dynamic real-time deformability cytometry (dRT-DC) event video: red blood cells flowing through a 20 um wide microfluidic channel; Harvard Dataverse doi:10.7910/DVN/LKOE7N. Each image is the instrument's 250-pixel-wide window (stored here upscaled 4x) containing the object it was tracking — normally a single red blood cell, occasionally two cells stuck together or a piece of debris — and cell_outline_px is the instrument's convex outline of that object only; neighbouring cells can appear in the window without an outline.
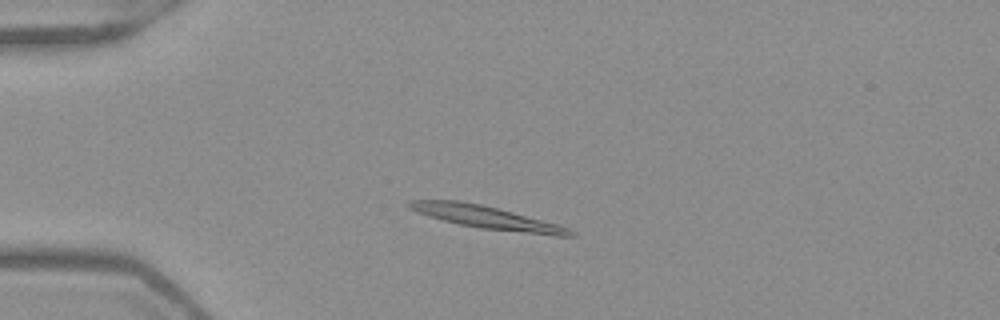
{"species": "Egyptian fruit bat (a non-hibernating species)", "species_latin": "Rousettus aegyptiacus", "temperature_condition": "warm", "stored_images_in_passage": 49, "camera_frame_rate_fps": 3000, "um_per_image_px": 0.085, "frame": {"image": 1, "passage_image": 10, "time_ms": 3.0, "image_size_px": [1000, 320], "cell_outline_px": [[576, 236], [552, 236], [480, 228], [460, 224], [428, 216], [416, 212], [408, 208], [408, 200], [460, 200], [480, 204], [512, 212], [556, 224], [568, 228], [576, 232]], "centroid_in_image_um": [41.36, 18.48], "position_along_channel_um": 43.6, "area_um2": 21.21}}
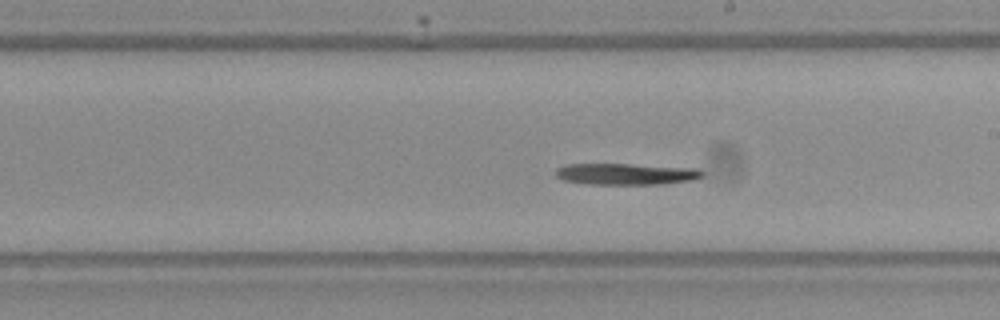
{"frame": {"image": 2, "passage_image": 27, "time_ms": 8.667, "image_size_px": [1000, 320], "cell_outline_px": [[704, 176], [692, 180], [664, 184], [588, 184], [560, 180], [556, 176], [556, 168], [564, 164], [628, 164], [696, 168], [704, 172]], "centroid_in_image_um": [53.19, 14.79], "position_along_channel_um": 235.8, "area_um2": 18.44}}
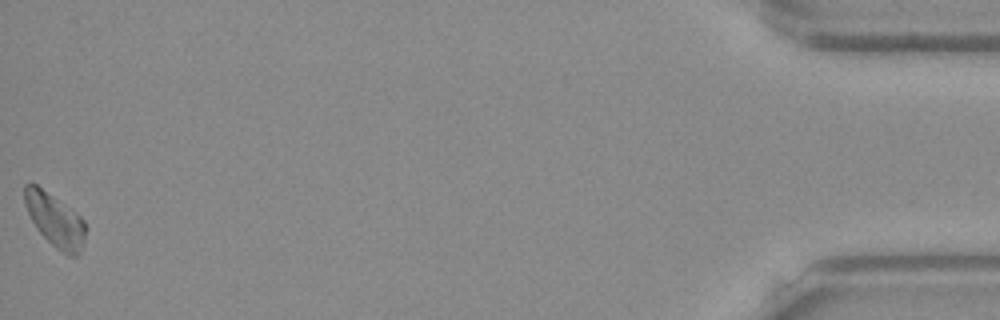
{"frame": {"image": 3, "passage_image": 49, "time_ms": 16.0, "image_size_px": [1000, 320], "cell_outline_px": [[88, 228], [80, 252], [76, 256], [68, 256], [56, 248], [36, 228], [24, 204], [24, 184], [36, 184], [80, 216], [84, 220]], "centroid_in_image_um": [4.7, 18.73], "position_along_channel_um": 430.5, "area_um2": 18.67}, "authors_computed_cell_mechanics": {"area_um2": 18.7272, "velocity_mm_per_s": 3.9062, "shape_relaxation_time_tau1_ms": 7.0081, "shape_relaxation_time_tau2_ms": null, "deformation_change_tau1": 0.2326, "deformation_change_tau2": null}}